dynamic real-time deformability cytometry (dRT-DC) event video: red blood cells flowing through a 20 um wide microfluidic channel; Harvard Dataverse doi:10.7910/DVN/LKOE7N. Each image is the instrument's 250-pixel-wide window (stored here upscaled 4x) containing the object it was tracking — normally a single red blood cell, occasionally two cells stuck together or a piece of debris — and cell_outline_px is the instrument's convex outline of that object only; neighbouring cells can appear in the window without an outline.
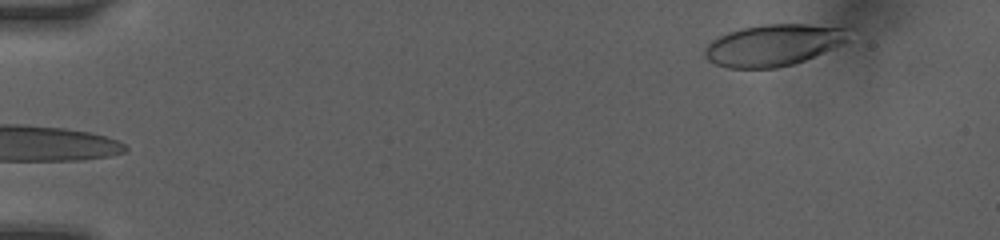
{"species": "human", "species_latin": "Homo sapiens", "temperature_condition": "room temperature", "stored_images_in_passage": 3, "segment_of_instrument_passage": [2, 2], "camera_frame_rate_fps": 3000, "um_per_image_px": 0.085, "donor": {"sex": "female"}, "frame": {"image": 1, "passage_image": 3, "time_ms": 1.667, "image_size_px": [1000, 240], "cell_outline_px": [[856, 28], [848, 40], [840, 44], [804, 60], [792, 64], [776, 68], [728, 68], [716, 64], [708, 60], [704, 56], [704, 48], [712, 40], [728, 32], [740, 28], [764, 24], [808, 24]], "centroid_in_image_um": [65.77, 3.81], "position_along_channel_um": 19.2, "area_um2": 35.03}}